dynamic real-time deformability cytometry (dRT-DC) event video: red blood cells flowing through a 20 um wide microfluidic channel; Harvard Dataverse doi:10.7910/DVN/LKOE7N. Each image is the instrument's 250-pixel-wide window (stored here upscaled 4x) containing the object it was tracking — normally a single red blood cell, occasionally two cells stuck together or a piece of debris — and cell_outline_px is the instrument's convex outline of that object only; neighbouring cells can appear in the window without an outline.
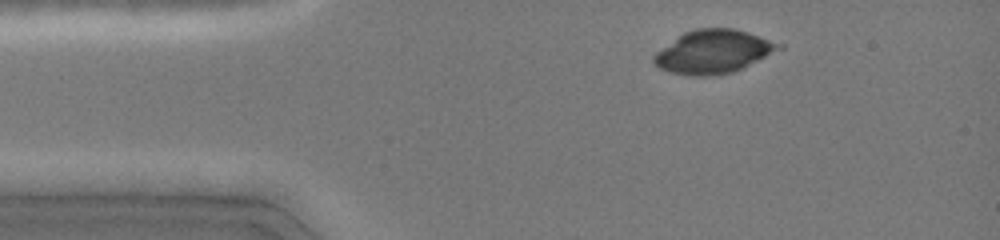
{"species": "common noctule bat (a hibernating species)", "species_latin": "Nyctalus noctula", "temperature_condition": "cold", "stored_images_in_passage": 10, "camera_frame_rate_fps": 3000, "um_per_image_px": 0.085, "animal": {"sex": "female", "body_mass_g": 19.0, "forearm_length_mm": 51.5}, "frame": {"image": 1, "passage_image": 6, "time_ms": 1.0, "image_size_px": [1000, 240], "cell_outline_px": [[784, 48], [744, 68], [732, 72], [712, 76], [688, 76], [672, 72], [660, 68], [652, 64], [652, 56], [656, 52], [684, 32], [696, 28], [732, 28], [748, 32], [784, 44]], "centroid_in_image_um": [60.66, 4.4], "position_along_channel_um": 24.3, "area_um2": 31.85}}